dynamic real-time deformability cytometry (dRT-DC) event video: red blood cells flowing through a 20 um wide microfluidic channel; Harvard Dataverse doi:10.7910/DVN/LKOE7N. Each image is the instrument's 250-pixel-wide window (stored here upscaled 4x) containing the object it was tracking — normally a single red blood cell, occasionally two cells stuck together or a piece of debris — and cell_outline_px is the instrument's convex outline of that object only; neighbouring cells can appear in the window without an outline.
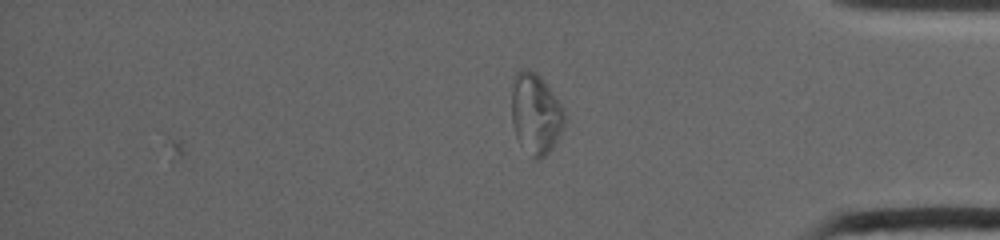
{"species": "common noctule bat (a hibernating species)", "species_latin": "Nyctalus noctula", "temperature_condition": "warm", "stored_images_in_passage": 19, "camera_frame_rate_fps": 4500, "um_per_image_px": 0.085, "animal": {"sex": "female", "body_mass_g": 19.0, "forearm_length_mm": 53.3}, "frame": {"image": 1, "passage_image": 19, "time_ms": 12.0, "image_size_px": [1000, 240], "cell_outline_px": [[564, 128], [552, 148], [540, 160], [536, 160], [520, 144], [516, 136], [512, 124], [512, 80], [516, 72], [524, 68], [528, 68], [536, 72], [564, 108]], "centroid_in_image_um": [45.52, 9.66], "position_along_channel_um": 389.7, "area_um2": 24.85}}